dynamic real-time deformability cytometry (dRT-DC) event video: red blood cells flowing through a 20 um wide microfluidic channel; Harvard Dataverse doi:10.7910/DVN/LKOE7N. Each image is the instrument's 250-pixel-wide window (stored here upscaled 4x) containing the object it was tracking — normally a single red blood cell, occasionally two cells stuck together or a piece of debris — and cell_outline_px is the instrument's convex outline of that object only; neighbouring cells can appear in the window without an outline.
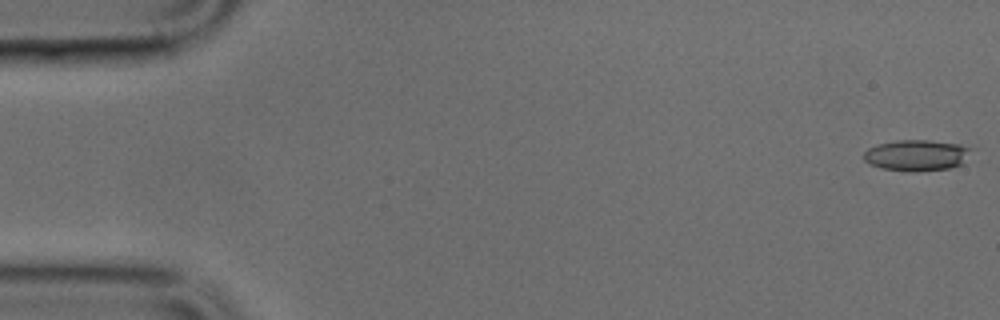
{"species": "common noctule bat (a hibernating species)", "species_latin": "Nyctalus noctula", "temperature_condition": "cold", "stored_images_in_passage": 10, "camera_frame_rate_fps": 3000, "um_per_image_px": 0.085, "animal": {"sex": "male", "body_mass_g": 17.9, "forearm_length_mm": 54.2}, "frame": {"image": 1, "passage_image": 1, "time_ms": 0.0, "image_size_px": [1000, 320], "cell_outline_px": [[972, 148], [960, 164], [948, 168], [912, 172], [908, 172], [880, 168], [868, 164], [864, 160], [864, 152], [868, 148], [880, 144], [896, 140], [928, 140], [960, 144]], "centroid_in_image_um": [77.85, 13.2], "position_along_channel_um": 7.1, "area_um2": 19.31}}